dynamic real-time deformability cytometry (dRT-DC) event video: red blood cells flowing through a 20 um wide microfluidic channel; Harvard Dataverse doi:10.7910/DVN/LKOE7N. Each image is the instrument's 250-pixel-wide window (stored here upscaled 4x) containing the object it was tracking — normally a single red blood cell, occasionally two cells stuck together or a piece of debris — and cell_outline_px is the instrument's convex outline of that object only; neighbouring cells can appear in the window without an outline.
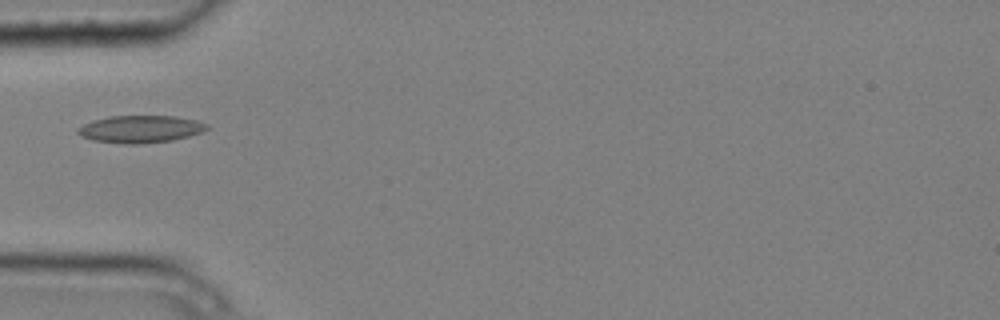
{"species": "common noctule bat (a hibernating species)", "species_latin": "Nyctalus noctula", "temperature_condition": "cold", "stored_images_in_passage": 2, "camera_frame_rate_fps": 3000, "um_per_image_px": 0.085, "animal": {"sex": "male", "body_mass_g": 20.4}, "frame": {"image": 1, "passage_image": 2, "time_ms": 0.333, "image_size_px": [1000, 320], "cell_outline_px": [[208, 128], [200, 132], [188, 136], [172, 140], [140, 144], [124, 144], [92, 140], [80, 136], [76, 132], [76, 128], [92, 120], [108, 116], [176, 116], [196, 120], [208, 124]], "centroid_in_image_um": [11.88, 10.97], "position_along_channel_um": 73.1, "area_um2": 20.63}}